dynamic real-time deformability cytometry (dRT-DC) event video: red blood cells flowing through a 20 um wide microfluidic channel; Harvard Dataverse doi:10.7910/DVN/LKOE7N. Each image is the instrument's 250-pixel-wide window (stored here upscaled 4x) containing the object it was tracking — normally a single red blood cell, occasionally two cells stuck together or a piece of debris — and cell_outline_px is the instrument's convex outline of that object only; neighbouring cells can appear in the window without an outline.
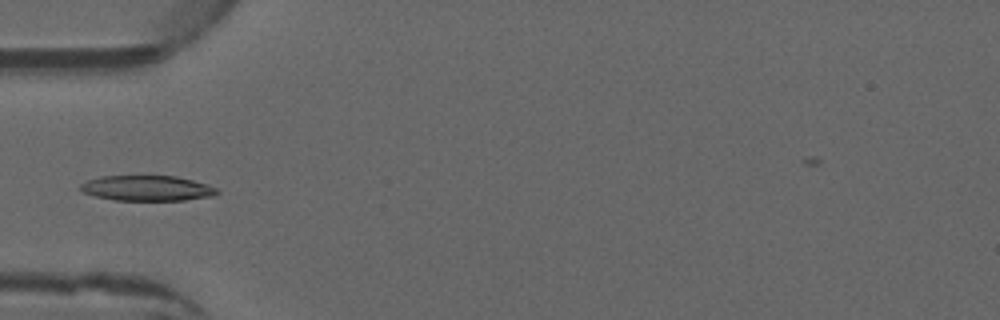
{"species": "common noctule bat (a hibernating species)", "species_latin": "Nyctalus noctula", "temperature_condition": "warm", "stored_images_in_passage": 3, "camera_frame_rate_fps": 3000, "um_per_image_px": 0.085, "animal": {"sex": "male", "forearm_length_mm": 52.5}, "frame": {"image": 1, "passage_image": 3, "time_ms": 0.667, "image_size_px": [1000, 320], "cell_outline_px": [[220, 192], [212, 196], [184, 200], [116, 200], [96, 196], [84, 192], [80, 188], [80, 184], [88, 180], [100, 176], [176, 176], [208, 184], [216, 188]], "centroid_in_image_um": [12.52, 15.99], "position_along_channel_um": 72.5, "area_um2": 20.0}}